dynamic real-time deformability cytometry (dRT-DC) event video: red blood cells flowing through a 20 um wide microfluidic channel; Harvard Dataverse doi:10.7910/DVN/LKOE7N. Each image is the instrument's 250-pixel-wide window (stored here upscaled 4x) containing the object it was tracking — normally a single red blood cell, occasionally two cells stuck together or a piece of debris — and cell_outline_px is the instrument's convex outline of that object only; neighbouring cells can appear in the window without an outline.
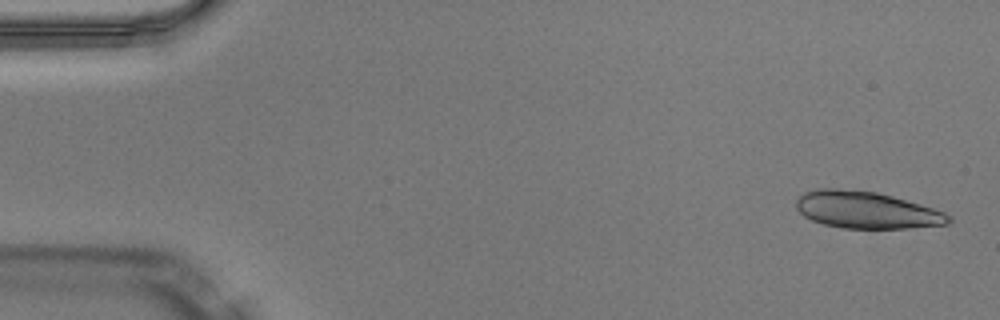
{"species": "Egyptian fruit bat (a non-hibernating species)", "species_latin": "Rousettus aegyptiacus", "temperature_condition": "warm", "stored_images_in_passage": 48, "segment_of_instrument_passage": [1, 2], "camera_frame_rate_fps": 3000, "um_per_image_px": 0.085, "animal": {"sex": "male"}, "frame": {"image": 1, "passage_image": 2, "time_ms": 0.333, "image_size_px": [1000, 320], "cell_outline_px": [[952, 220], [948, 224], [904, 228], [840, 228], [824, 224], [812, 220], [804, 216], [796, 208], [796, 200], [804, 192], [824, 188], [836, 188], [876, 192], [892, 196], [920, 204], [944, 212]], "centroid_in_image_um": [73.62, 17.85], "position_along_channel_um": 11.4, "area_um2": 32.48}}
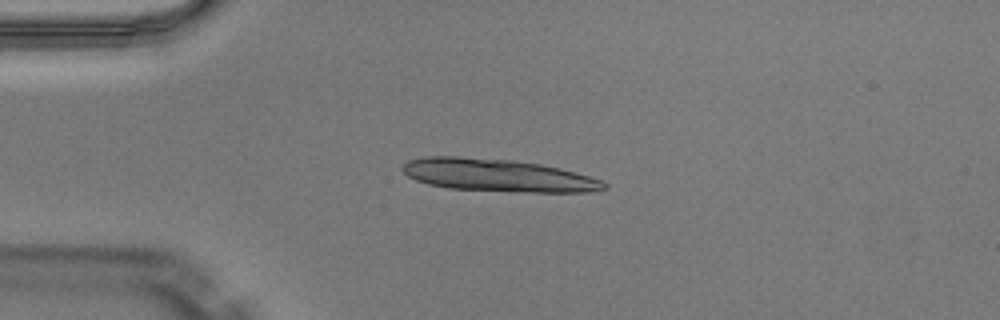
{"frame": {"image": 2, "passage_image": 12, "time_ms": 3.667, "image_size_px": [1000, 320], "cell_outline_px": [[608, 188], [600, 192], [532, 192], [452, 188], [428, 184], [416, 180], [408, 176], [400, 168], [408, 160], [424, 156], [456, 156], [512, 160], [540, 164], [560, 168], [576, 172], [600, 180], [608, 184]], "centroid_in_image_um": [42.35, 14.89], "position_along_channel_um": 42.7, "area_um2": 38.21}}